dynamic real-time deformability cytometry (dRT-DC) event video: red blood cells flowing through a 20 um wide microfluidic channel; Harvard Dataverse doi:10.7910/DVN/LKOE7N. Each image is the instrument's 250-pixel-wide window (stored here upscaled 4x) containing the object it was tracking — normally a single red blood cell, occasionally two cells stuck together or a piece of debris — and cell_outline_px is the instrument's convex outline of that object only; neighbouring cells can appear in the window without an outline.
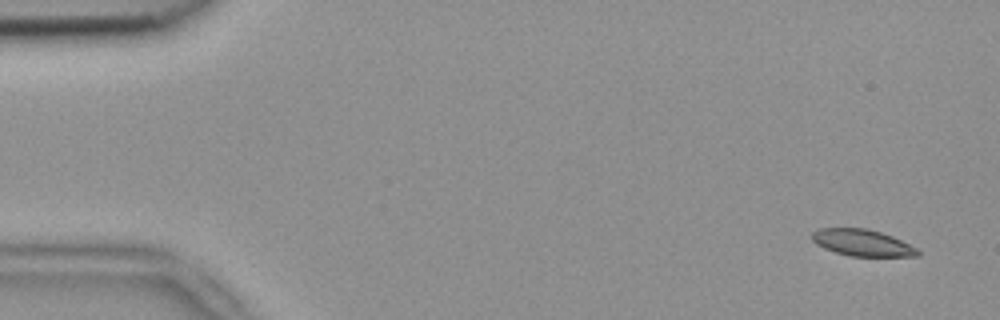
{"species": "common noctule bat (a hibernating species)", "species_latin": "Nyctalus noctula", "temperature_condition": "room temperature", "stored_images_in_passage": 5, "camera_frame_rate_fps": 3000, "um_per_image_px": 0.085, "animal": {"sex": "female", "body_mass_g": 18.4}, "frame": {"image": 1, "passage_image": 1, "time_ms": 0.0, "image_size_px": [1000, 320], "cell_outline_px": [[920, 256], [852, 256], [836, 252], [824, 248], [816, 244], [812, 240], [812, 232], [816, 228], [868, 228], [892, 236], [916, 248], [920, 252]], "centroid_in_image_um": [73.26, 20.62], "position_along_channel_um": 11.7, "area_um2": 16.3}}
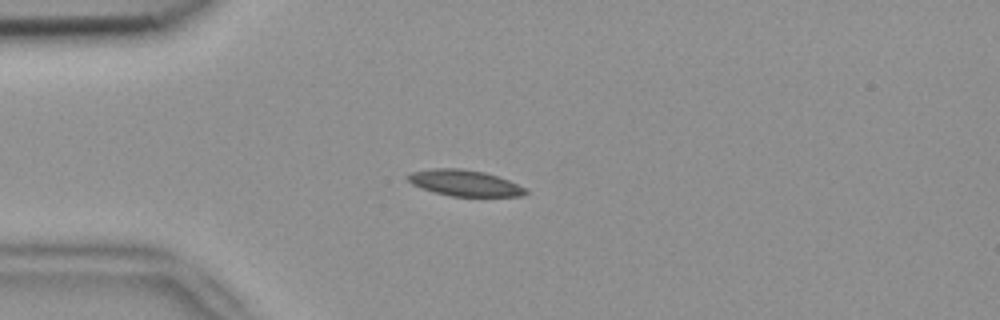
{"frame": {"image": 2, "passage_image": 4, "time_ms": 1.0, "image_size_px": [1000, 320], "cell_outline_px": [[528, 192], [524, 196], [452, 196], [436, 192], [412, 184], [408, 180], [408, 176], [412, 172], [432, 168], [456, 168], [484, 172], [508, 180], [524, 188]], "centroid_in_image_um": [39.5, 15.55], "position_along_channel_um": 45.5, "area_um2": 17.46}}
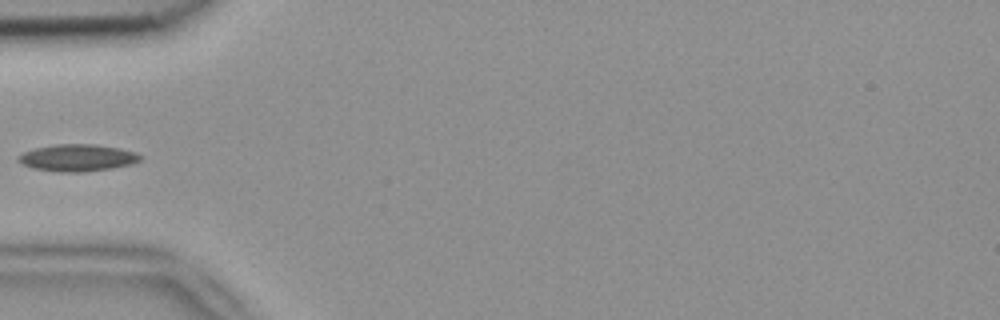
{"frame": {"image": 3, "passage_image": 5, "time_ms": 1.333, "image_size_px": [1000, 320], "cell_outline_px": [[144, 156], [140, 160], [132, 164], [112, 168], [84, 172], [60, 172], [32, 168], [16, 160], [16, 156], [24, 152], [36, 148], [56, 144], [96, 144], [120, 148], [136, 152]], "centroid_in_image_um": [6.61, 13.41], "position_along_channel_um": 78.4, "area_um2": 19.31}}